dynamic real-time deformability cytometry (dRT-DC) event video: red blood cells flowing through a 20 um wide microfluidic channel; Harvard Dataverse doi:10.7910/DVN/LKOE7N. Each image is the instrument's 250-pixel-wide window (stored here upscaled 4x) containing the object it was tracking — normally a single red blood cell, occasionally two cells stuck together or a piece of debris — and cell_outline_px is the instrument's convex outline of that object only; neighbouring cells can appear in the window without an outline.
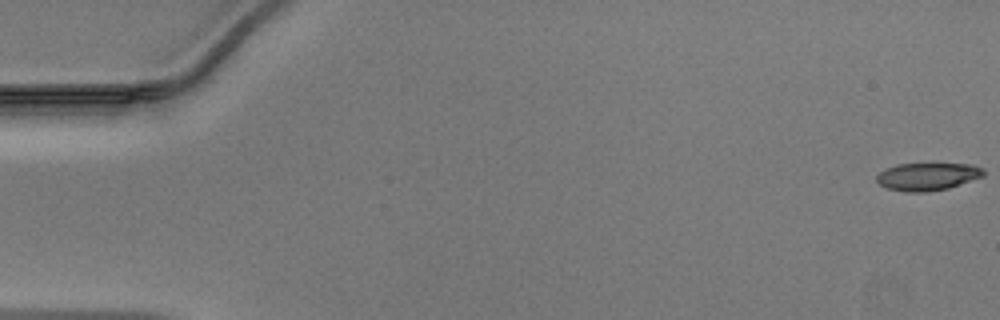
{"species": "Egyptian fruit bat (a non-hibernating species)", "species_latin": "Rousettus aegyptiacus", "temperature_condition": "warm", "stored_images_in_passage": 49, "camera_frame_rate_fps": 3000, "um_per_image_px": 0.085, "animal": {"sex": "male"}, "frame": {"image": 1, "passage_image": 1, "time_ms": 0.0, "image_size_px": [1000, 320], "cell_outline_px": [[984, 176], [948, 188], [928, 192], [908, 192], [888, 188], [880, 184], [876, 180], [876, 176], [884, 168], [896, 164], [972, 164], [984, 168]], "centroid_in_image_um": [78.84, 15.0], "position_along_channel_um": 6.2, "area_um2": 17.22}}
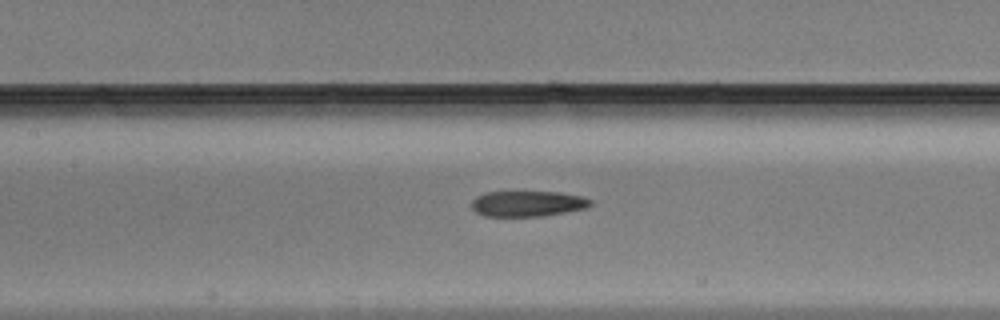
{"frame": {"image": 2, "passage_image": 23, "time_ms": 7.333, "image_size_px": [1000, 320], "cell_outline_px": [[592, 204], [588, 208], [544, 216], [484, 216], [476, 212], [472, 208], [472, 200], [476, 196], [484, 192], [560, 192], [584, 196], [592, 200]], "centroid_in_image_um": [44.88, 17.31], "position_along_channel_um": 162.5, "area_um2": 17.98}}
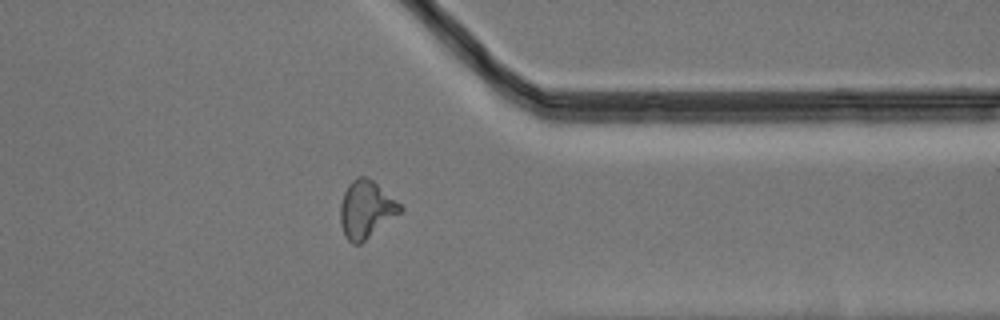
{"frame": {"image": 3, "passage_image": 39, "time_ms": 12.667, "image_size_px": [1000, 320], "cell_outline_px": [[404, 208], [400, 212], [360, 244], [352, 244], [344, 236], [340, 224], [340, 204], [344, 192], [348, 184], [356, 176], [368, 176], [400, 204]], "centroid_in_image_um": [31.07, 17.79], "position_along_channel_um": 380.3, "area_um2": 19.88}}